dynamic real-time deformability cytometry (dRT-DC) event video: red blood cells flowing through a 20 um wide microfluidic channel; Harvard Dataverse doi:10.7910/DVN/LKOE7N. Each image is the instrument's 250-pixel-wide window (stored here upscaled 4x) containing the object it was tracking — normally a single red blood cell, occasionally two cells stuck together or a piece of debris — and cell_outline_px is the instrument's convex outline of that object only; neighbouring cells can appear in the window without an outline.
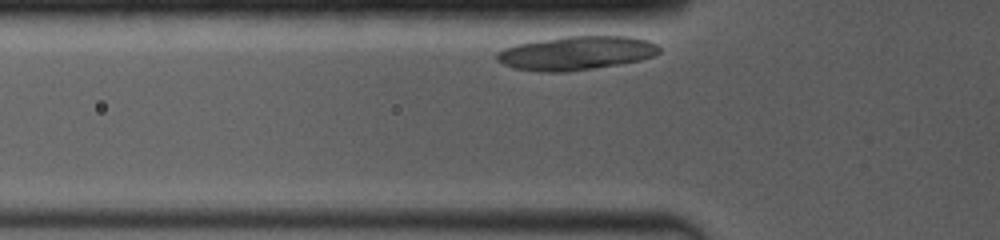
{"species": "common noctule bat (a hibernating species)", "species_latin": "Nyctalus noctula", "temperature_condition": "room temperature", "stored_images_in_passage": 6, "camera_frame_rate_fps": 4000, "um_per_image_px": 0.085, "animal": {"sex": "female", "body_mass_g": 19.0, "forearm_length_mm": 53.3}, "frame": {"image": 1, "passage_image": 2, "time_ms": 0.25, "image_size_px": [1000, 240], "cell_outline_px": [[660, 52], [652, 56], [640, 60], [592, 68], [560, 72], [544, 72], [516, 68], [504, 64], [496, 60], [496, 52], [504, 48], [516, 44], [564, 36], [632, 36], [648, 40], [656, 44], [660, 48]], "centroid_in_image_um": [48.98, 4.49], "position_along_channel_um": 76.8, "area_um2": 31.73}}